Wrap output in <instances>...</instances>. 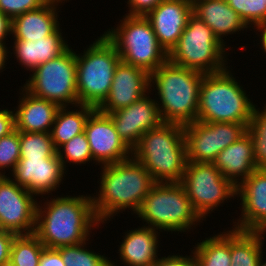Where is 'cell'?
I'll return each mask as SVG.
<instances>
[{
    "label": "cell",
    "instance_id": "obj_1",
    "mask_svg": "<svg viewBox=\"0 0 266 266\" xmlns=\"http://www.w3.org/2000/svg\"><path fill=\"white\" fill-rule=\"evenodd\" d=\"M99 225L92 195H48L38 201L34 234L46 248H59L89 240Z\"/></svg>",
    "mask_w": 266,
    "mask_h": 266
},
{
    "label": "cell",
    "instance_id": "obj_2",
    "mask_svg": "<svg viewBox=\"0 0 266 266\" xmlns=\"http://www.w3.org/2000/svg\"><path fill=\"white\" fill-rule=\"evenodd\" d=\"M99 169L98 190L91 194L99 222L106 224L125 210L135 215L155 183L151 174L133 156Z\"/></svg>",
    "mask_w": 266,
    "mask_h": 266
},
{
    "label": "cell",
    "instance_id": "obj_3",
    "mask_svg": "<svg viewBox=\"0 0 266 266\" xmlns=\"http://www.w3.org/2000/svg\"><path fill=\"white\" fill-rule=\"evenodd\" d=\"M203 75L169 60L150 74L149 90H155L154 97L163 122L184 126L197 121Z\"/></svg>",
    "mask_w": 266,
    "mask_h": 266
},
{
    "label": "cell",
    "instance_id": "obj_4",
    "mask_svg": "<svg viewBox=\"0 0 266 266\" xmlns=\"http://www.w3.org/2000/svg\"><path fill=\"white\" fill-rule=\"evenodd\" d=\"M132 156L155 182H181L187 165L184 126L163 122L141 136Z\"/></svg>",
    "mask_w": 266,
    "mask_h": 266
},
{
    "label": "cell",
    "instance_id": "obj_5",
    "mask_svg": "<svg viewBox=\"0 0 266 266\" xmlns=\"http://www.w3.org/2000/svg\"><path fill=\"white\" fill-rule=\"evenodd\" d=\"M231 71L203 75L197 121L249 123L256 104Z\"/></svg>",
    "mask_w": 266,
    "mask_h": 266
},
{
    "label": "cell",
    "instance_id": "obj_6",
    "mask_svg": "<svg viewBox=\"0 0 266 266\" xmlns=\"http://www.w3.org/2000/svg\"><path fill=\"white\" fill-rule=\"evenodd\" d=\"M144 226L160 232H190L204 221L180 182H155L135 213ZM148 224V225H147Z\"/></svg>",
    "mask_w": 266,
    "mask_h": 266
},
{
    "label": "cell",
    "instance_id": "obj_7",
    "mask_svg": "<svg viewBox=\"0 0 266 266\" xmlns=\"http://www.w3.org/2000/svg\"><path fill=\"white\" fill-rule=\"evenodd\" d=\"M83 51L76 53L78 102L97 109L108 96L121 58L104 34Z\"/></svg>",
    "mask_w": 266,
    "mask_h": 266
},
{
    "label": "cell",
    "instance_id": "obj_8",
    "mask_svg": "<svg viewBox=\"0 0 266 266\" xmlns=\"http://www.w3.org/2000/svg\"><path fill=\"white\" fill-rule=\"evenodd\" d=\"M117 23L103 33L115 46L121 61L151 74L168 60L167 52L158 43L145 16L123 15Z\"/></svg>",
    "mask_w": 266,
    "mask_h": 266
},
{
    "label": "cell",
    "instance_id": "obj_9",
    "mask_svg": "<svg viewBox=\"0 0 266 266\" xmlns=\"http://www.w3.org/2000/svg\"><path fill=\"white\" fill-rule=\"evenodd\" d=\"M228 52L212 29L192 13L168 60L203 74L219 73L229 67Z\"/></svg>",
    "mask_w": 266,
    "mask_h": 266
},
{
    "label": "cell",
    "instance_id": "obj_10",
    "mask_svg": "<svg viewBox=\"0 0 266 266\" xmlns=\"http://www.w3.org/2000/svg\"><path fill=\"white\" fill-rule=\"evenodd\" d=\"M23 84L30 94L59 107L75 108L77 94L76 52L69 46L62 54L39 65Z\"/></svg>",
    "mask_w": 266,
    "mask_h": 266
},
{
    "label": "cell",
    "instance_id": "obj_11",
    "mask_svg": "<svg viewBox=\"0 0 266 266\" xmlns=\"http://www.w3.org/2000/svg\"><path fill=\"white\" fill-rule=\"evenodd\" d=\"M180 183L193 208L204 221L217 207H223L226 201L228 203L237 197L236 186L213 163L187 162Z\"/></svg>",
    "mask_w": 266,
    "mask_h": 266
},
{
    "label": "cell",
    "instance_id": "obj_12",
    "mask_svg": "<svg viewBox=\"0 0 266 266\" xmlns=\"http://www.w3.org/2000/svg\"><path fill=\"white\" fill-rule=\"evenodd\" d=\"M248 124L194 121L184 125L187 161L213 163L222 150L247 132Z\"/></svg>",
    "mask_w": 266,
    "mask_h": 266
},
{
    "label": "cell",
    "instance_id": "obj_13",
    "mask_svg": "<svg viewBox=\"0 0 266 266\" xmlns=\"http://www.w3.org/2000/svg\"><path fill=\"white\" fill-rule=\"evenodd\" d=\"M9 176H0V230L16 235L35 232L38 198Z\"/></svg>",
    "mask_w": 266,
    "mask_h": 266
},
{
    "label": "cell",
    "instance_id": "obj_14",
    "mask_svg": "<svg viewBox=\"0 0 266 266\" xmlns=\"http://www.w3.org/2000/svg\"><path fill=\"white\" fill-rule=\"evenodd\" d=\"M84 133L93 160L99 166L132 157V149L119 137L115 124L108 114L95 109L86 121Z\"/></svg>",
    "mask_w": 266,
    "mask_h": 266
},
{
    "label": "cell",
    "instance_id": "obj_15",
    "mask_svg": "<svg viewBox=\"0 0 266 266\" xmlns=\"http://www.w3.org/2000/svg\"><path fill=\"white\" fill-rule=\"evenodd\" d=\"M65 174L68 173L56 154L49 158H20L11 175H7L37 198H44L56 192L61 183L63 185Z\"/></svg>",
    "mask_w": 266,
    "mask_h": 266
},
{
    "label": "cell",
    "instance_id": "obj_16",
    "mask_svg": "<svg viewBox=\"0 0 266 266\" xmlns=\"http://www.w3.org/2000/svg\"><path fill=\"white\" fill-rule=\"evenodd\" d=\"M149 91L130 106L107 113L113 120L119 137L133 149L147 131L159 127L163 120L159 107Z\"/></svg>",
    "mask_w": 266,
    "mask_h": 266
},
{
    "label": "cell",
    "instance_id": "obj_17",
    "mask_svg": "<svg viewBox=\"0 0 266 266\" xmlns=\"http://www.w3.org/2000/svg\"><path fill=\"white\" fill-rule=\"evenodd\" d=\"M241 217L231 220L232 228L266 232V169H256L237 187ZM234 220V221H233ZM237 221V222H236Z\"/></svg>",
    "mask_w": 266,
    "mask_h": 266
},
{
    "label": "cell",
    "instance_id": "obj_18",
    "mask_svg": "<svg viewBox=\"0 0 266 266\" xmlns=\"http://www.w3.org/2000/svg\"><path fill=\"white\" fill-rule=\"evenodd\" d=\"M150 74L140 67L120 61L107 98L97 108L107 114L130 106L150 90Z\"/></svg>",
    "mask_w": 266,
    "mask_h": 266
},
{
    "label": "cell",
    "instance_id": "obj_19",
    "mask_svg": "<svg viewBox=\"0 0 266 266\" xmlns=\"http://www.w3.org/2000/svg\"><path fill=\"white\" fill-rule=\"evenodd\" d=\"M192 13V5L183 0H163L145 16L167 54L178 43Z\"/></svg>",
    "mask_w": 266,
    "mask_h": 266
},
{
    "label": "cell",
    "instance_id": "obj_20",
    "mask_svg": "<svg viewBox=\"0 0 266 266\" xmlns=\"http://www.w3.org/2000/svg\"><path fill=\"white\" fill-rule=\"evenodd\" d=\"M161 232L148 226H139L124 232L118 245L119 262L124 266H149L159 258L158 240Z\"/></svg>",
    "mask_w": 266,
    "mask_h": 266
},
{
    "label": "cell",
    "instance_id": "obj_21",
    "mask_svg": "<svg viewBox=\"0 0 266 266\" xmlns=\"http://www.w3.org/2000/svg\"><path fill=\"white\" fill-rule=\"evenodd\" d=\"M19 87V101L17 107H14L15 129L19 132L50 133L60 107Z\"/></svg>",
    "mask_w": 266,
    "mask_h": 266
},
{
    "label": "cell",
    "instance_id": "obj_22",
    "mask_svg": "<svg viewBox=\"0 0 266 266\" xmlns=\"http://www.w3.org/2000/svg\"><path fill=\"white\" fill-rule=\"evenodd\" d=\"M193 14L201 19L210 29H212L217 39L228 49L227 41L223 38L229 35L234 36L249 28L227 3V0H200L193 6ZM240 31V32H239ZM230 48V49H229Z\"/></svg>",
    "mask_w": 266,
    "mask_h": 266
},
{
    "label": "cell",
    "instance_id": "obj_23",
    "mask_svg": "<svg viewBox=\"0 0 266 266\" xmlns=\"http://www.w3.org/2000/svg\"><path fill=\"white\" fill-rule=\"evenodd\" d=\"M60 26L53 34L36 41L12 40L10 56L14 54L19 66L33 72L39 65L62 54L70 45ZM67 40V41H66Z\"/></svg>",
    "mask_w": 266,
    "mask_h": 266
},
{
    "label": "cell",
    "instance_id": "obj_24",
    "mask_svg": "<svg viewBox=\"0 0 266 266\" xmlns=\"http://www.w3.org/2000/svg\"><path fill=\"white\" fill-rule=\"evenodd\" d=\"M59 4L47 1L38 9L27 11L12 19L11 40L36 41L53 34L59 27ZM59 10V11H58Z\"/></svg>",
    "mask_w": 266,
    "mask_h": 266
},
{
    "label": "cell",
    "instance_id": "obj_25",
    "mask_svg": "<svg viewBox=\"0 0 266 266\" xmlns=\"http://www.w3.org/2000/svg\"><path fill=\"white\" fill-rule=\"evenodd\" d=\"M221 174L236 187L257 169L253 141L248 132L222 150L213 161Z\"/></svg>",
    "mask_w": 266,
    "mask_h": 266
},
{
    "label": "cell",
    "instance_id": "obj_26",
    "mask_svg": "<svg viewBox=\"0 0 266 266\" xmlns=\"http://www.w3.org/2000/svg\"><path fill=\"white\" fill-rule=\"evenodd\" d=\"M265 234L230 227L231 266H266L262 249L266 241Z\"/></svg>",
    "mask_w": 266,
    "mask_h": 266
},
{
    "label": "cell",
    "instance_id": "obj_27",
    "mask_svg": "<svg viewBox=\"0 0 266 266\" xmlns=\"http://www.w3.org/2000/svg\"><path fill=\"white\" fill-rule=\"evenodd\" d=\"M60 107L56 113L52 129L50 131L54 147L58 150L63 144L70 141L74 136L83 133L89 115L95 110L87 105ZM76 110V111H75Z\"/></svg>",
    "mask_w": 266,
    "mask_h": 266
},
{
    "label": "cell",
    "instance_id": "obj_28",
    "mask_svg": "<svg viewBox=\"0 0 266 266\" xmlns=\"http://www.w3.org/2000/svg\"><path fill=\"white\" fill-rule=\"evenodd\" d=\"M214 235L193 245L198 266H231L230 229Z\"/></svg>",
    "mask_w": 266,
    "mask_h": 266
},
{
    "label": "cell",
    "instance_id": "obj_29",
    "mask_svg": "<svg viewBox=\"0 0 266 266\" xmlns=\"http://www.w3.org/2000/svg\"><path fill=\"white\" fill-rule=\"evenodd\" d=\"M45 246L33 233L16 235L10 249V262L16 266H39Z\"/></svg>",
    "mask_w": 266,
    "mask_h": 266
},
{
    "label": "cell",
    "instance_id": "obj_30",
    "mask_svg": "<svg viewBox=\"0 0 266 266\" xmlns=\"http://www.w3.org/2000/svg\"><path fill=\"white\" fill-rule=\"evenodd\" d=\"M87 240L83 243L56 248L60 254L65 266H111V257H106L94 250H89Z\"/></svg>",
    "mask_w": 266,
    "mask_h": 266
},
{
    "label": "cell",
    "instance_id": "obj_31",
    "mask_svg": "<svg viewBox=\"0 0 266 266\" xmlns=\"http://www.w3.org/2000/svg\"><path fill=\"white\" fill-rule=\"evenodd\" d=\"M20 158H49L57 154L50 133L19 132Z\"/></svg>",
    "mask_w": 266,
    "mask_h": 266
},
{
    "label": "cell",
    "instance_id": "obj_32",
    "mask_svg": "<svg viewBox=\"0 0 266 266\" xmlns=\"http://www.w3.org/2000/svg\"><path fill=\"white\" fill-rule=\"evenodd\" d=\"M247 132L253 141L257 169H266V103L262 110L255 105Z\"/></svg>",
    "mask_w": 266,
    "mask_h": 266
},
{
    "label": "cell",
    "instance_id": "obj_33",
    "mask_svg": "<svg viewBox=\"0 0 266 266\" xmlns=\"http://www.w3.org/2000/svg\"><path fill=\"white\" fill-rule=\"evenodd\" d=\"M57 154L60 160L62 161L64 169H67V172L69 171V168H67L68 163L69 166L72 164H75L76 166H82L81 164L86 165L90 164V162L95 163V165H98L93 160L90 145L84 132L74 136L70 141L63 144L57 150Z\"/></svg>",
    "mask_w": 266,
    "mask_h": 266
},
{
    "label": "cell",
    "instance_id": "obj_34",
    "mask_svg": "<svg viewBox=\"0 0 266 266\" xmlns=\"http://www.w3.org/2000/svg\"><path fill=\"white\" fill-rule=\"evenodd\" d=\"M227 3L239 14L250 31L253 28V32H256L266 25V0H227Z\"/></svg>",
    "mask_w": 266,
    "mask_h": 266
},
{
    "label": "cell",
    "instance_id": "obj_35",
    "mask_svg": "<svg viewBox=\"0 0 266 266\" xmlns=\"http://www.w3.org/2000/svg\"><path fill=\"white\" fill-rule=\"evenodd\" d=\"M19 159V131L15 129L10 134L0 138V176H6V171L11 174Z\"/></svg>",
    "mask_w": 266,
    "mask_h": 266
},
{
    "label": "cell",
    "instance_id": "obj_36",
    "mask_svg": "<svg viewBox=\"0 0 266 266\" xmlns=\"http://www.w3.org/2000/svg\"><path fill=\"white\" fill-rule=\"evenodd\" d=\"M47 0H0V11L13 19L27 11L38 9Z\"/></svg>",
    "mask_w": 266,
    "mask_h": 266
},
{
    "label": "cell",
    "instance_id": "obj_37",
    "mask_svg": "<svg viewBox=\"0 0 266 266\" xmlns=\"http://www.w3.org/2000/svg\"><path fill=\"white\" fill-rule=\"evenodd\" d=\"M191 253L189 252L186 255H181L179 253L177 254H170L167 257H159L157 260L158 266H198L197 258L195 254L193 253V250H191Z\"/></svg>",
    "mask_w": 266,
    "mask_h": 266
},
{
    "label": "cell",
    "instance_id": "obj_38",
    "mask_svg": "<svg viewBox=\"0 0 266 266\" xmlns=\"http://www.w3.org/2000/svg\"><path fill=\"white\" fill-rule=\"evenodd\" d=\"M163 0H128L127 7L129 10L125 15L128 16H146Z\"/></svg>",
    "mask_w": 266,
    "mask_h": 266
},
{
    "label": "cell",
    "instance_id": "obj_39",
    "mask_svg": "<svg viewBox=\"0 0 266 266\" xmlns=\"http://www.w3.org/2000/svg\"><path fill=\"white\" fill-rule=\"evenodd\" d=\"M16 234L0 230V266L10 261V249Z\"/></svg>",
    "mask_w": 266,
    "mask_h": 266
},
{
    "label": "cell",
    "instance_id": "obj_40",
    "mask_svg": "<svg viewBox=\"0 0 266 266\" xmlns=\"http://www.w3.org/2000/svg\"><path fill=\"white\" fill-rule=\"evenodd\" d=\"M5 108H0V138L15 130L14 110Z\"/></svg>",
    "mask_w": 266,
    "mask_h": 266
},
{
    "label": "cell",
    "instance_id": "obj_41",
    "mask_svg": "<svg viewBox=\"0 0 266 266\" xmlns=\"http://www.w3.org/2000/svg\"><path fill=\"white\" fill-rule=\"evenodd\" d=\"M39 266H65L60 252L56 248H44Z\"/></svg>",
    "mask_w": 266,
    "mask_h": 266
},
{
    "label": "cell",
    "instance_id": "obj_42",
    "mask_svg": "<svg viewBox=\"0 0 266 266\" xmlns=\"http://www.w3.org/2000/svg\"><path fill=\"white\" fill-rule=\"evenodd\" d=\"M7 36H12V19L0 11V44H6Z\"/></svg>",
    "mask_w": 266,
    "mask_h": 266
},
{
    "label": "cell",
    "instance_id": "obj_43",
    "mask_svg": "<svg viewBox=\"0 0 266 266\" xmlns=\"http://www.w3.org/2000/svg\"><path fill=\"white\" fill-rule=\"evenodd\" d=\"M9 56L10 48H8L7 44H0V73L6 70V64L10 60Z\"/></svg>",
    "mask_w": 266,
    "mask_h": 266
},
{
    "label": "cell",
    "instance_id": "obj_44",
    "mask_svg": "<svg viewBox=\"0 0 266 266\" xmlns=\"http://www.w3.org/2000/svg\"><path fill=\"white\" fill-rule=\"evenodd\" d=\"M259 32V33H258ZM257 33L258 37H259V40L258 41L259 43L257 44L258 46L260 45V49H262V54L264 53V55L266 56V25H264L262 28H260L259 30H257ZM266 58V57H264Z\"/></svg>",
    "mask_w": 266,
    "mask_h": 266
},
{
    "label": "cell",
    "instance_id": "obj_45",
    "mask_svg": "<svg viewBox=\"0 0 266 266\" xmlns=\"http://www.w3.org/2000/svg\"><path fill=\"white\" fill-rule=\"evenodd\" d=\"M47 1H49V2H52V3H55V4H59V5H64L63 3L65 2H69V0H47Z\"/></svg>",
    "mask_w": 266,
    "mask_h": 266
},
{
    "label": "cell",
    "instance_id": "obj_46",
    "mask_svg": "<svg viewBox=\"0 0 266 266\" xmlns=\"http://www.w3.org/2000/svg\"><path fill=\"white\" fill-rule=\"evenodd\" d=\"M183 1L189 3L193 6L196 2H198L200 0H183Z\"/></svg>",
    "mask_w": 266,
    "mask_h": 266
},
{
    "label": "cell",
    "instance_id": "obj_47",
    "mask_svg": "<svg viewBox=\"0 0 266 266\" xmlns=\"http://www.w3.org/2000/svg\"><path fill=\"white\" fill-rule=\"evenodd\" d=\"M111 266H119V265H117L116 262H114V260H112L111 261ZM149 266H158V264L155 263V264H152V265H149Z\"/></svg>",
    "mask_w": 266,
    "mask_h": 266
},
{
    "label": "cell",
    "instance_id": "obj_48",
    "mask_svg": "<svg viewBox=\"0 0 266 266\" xmlns=\"http://www.w3.org/2000/svg\"><path fill=\"white\" fill-rule=\"evenodd\" d=\"M2 266H16L12 262L8 261L7 263L3 264Z\"/></svg>",
    "mask_w": 266,
    "mask_h": 266
}]
</instances>
